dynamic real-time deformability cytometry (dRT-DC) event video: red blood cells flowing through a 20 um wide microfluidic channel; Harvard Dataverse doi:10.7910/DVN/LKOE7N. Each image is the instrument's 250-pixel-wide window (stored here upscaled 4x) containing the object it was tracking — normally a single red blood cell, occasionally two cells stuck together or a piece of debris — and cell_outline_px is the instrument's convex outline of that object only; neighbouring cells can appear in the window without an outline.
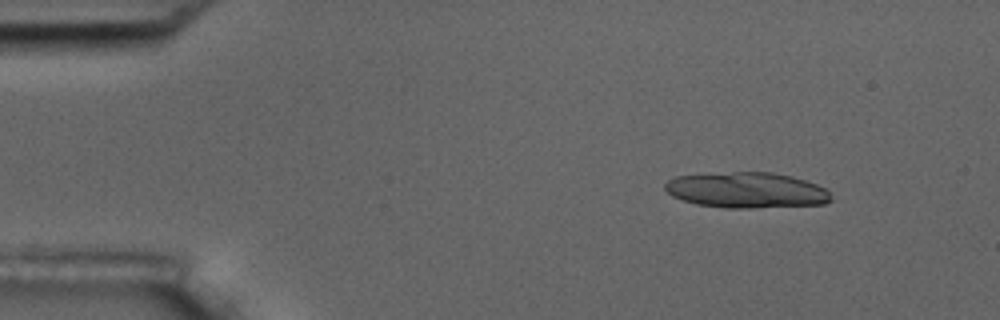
{"species": "common noctule bat (a hibernating species)", "species_latin": "Nyctalus noctula", "temperature_condition": "room temperature", "stored_images_in_passage": 5, "camera_frame_rate_fps": 3000, "um_per_image_px": 0.085, "animal": {"sex": "male", "body_mass_g": 17.5, "forearm_length_mm": 52.3}, "frame": {"image": 1, "passage_image": 1, "time_ms": 0.0, "image_size_px": [1000, 320], "cell_outline_px": [[832, 200], [824, 204], [752, 208], [724, 208], [696, 204], [680, 200], [672, 196], [664, 188], [664, 184], [668, 180], [676, 176], [732, 172], [772, 172], [792, 176], [816, 184], [824, 188], [828, 192]], "centroid_in_image_um": [63.43, 16.17], "position_along_channel_um": 21.6, "area_um2": 34.56}}